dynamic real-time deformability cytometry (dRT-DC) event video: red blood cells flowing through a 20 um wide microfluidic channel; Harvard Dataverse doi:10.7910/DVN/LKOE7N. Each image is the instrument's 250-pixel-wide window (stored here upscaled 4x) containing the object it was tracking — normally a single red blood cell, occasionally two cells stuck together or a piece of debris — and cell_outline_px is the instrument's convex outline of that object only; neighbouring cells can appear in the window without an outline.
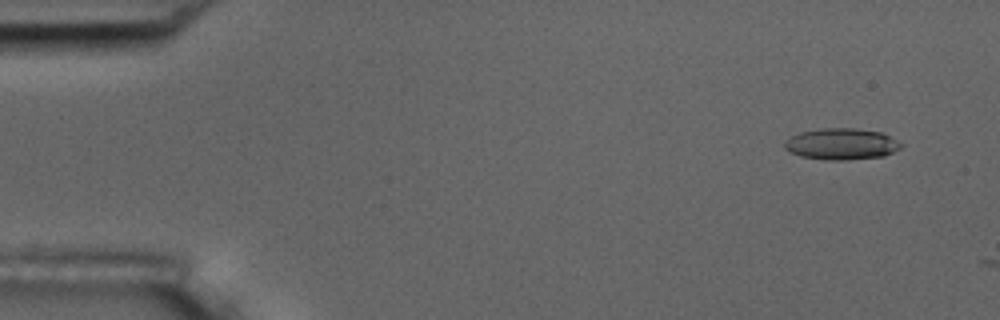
{"species": "common noctule bat (a hibernating species)", "species_latin": "Nyctalus noctula", "temperature_condition": "room temperature", "stored_images_in_passage": 3, "camera_frame_rate_fps": 3000, "um_per_image_px": 0.085, "animal": {"sex": "male", "body_mass_g": 17.5, "forearm_length_mm": 52.3}, "frame": {"image": 1, "passage_image": 1, "time_ms": 0.0, "image_size_px": [1000, 320], "cell_outline_px": [[904, 144], [900, 148], [884, 156], [848, 160], [824, 160], [800, 156], [784, 148], [784, 140], [800, 132], [820, 128], [856, 128], [880, 132]], "centroid_in_image_um": [71.51, 12.24], "position_along_channel_um": 13.5, "area_um2": 21.33}}